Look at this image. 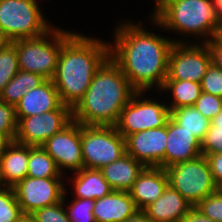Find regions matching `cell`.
Returning a JSON list of instances; mask_svg holds the SVG:
<instances>
[{
  "label": "cell",
  "instance_id": "cell-36",
  "mask_svg": "<svg viewBox=\"0 0 222 222\" xmlns=\"http://www.w3.org/2000/svg\"><path fill=\"white\" fill-rule=\"evenodd\" d=\"M202 155H205L208 160L214 182L217 186L222 183V153Z\"/></svg>",
  "mask_w": 222,
  "mask_h": 222
},
{
  "label": "cell",
  "instance_id": "cell-2",
  "mask_svg": "<svg viewBox=\"0 0 222 222\" xmlns=\"http://www.w3.org/2000/svg\"><path fill=\"white\" fill-rule=\"evenodd\" d=\"M75 31L62 45L52 79L62 104L73 109L83 98L97 69L109 57V41Z\"/></svg>",
  "mask_w": 222,
  "mask_h": 222
},
{
  "label": "cell",
  "instance_id": "cell-7",
  "mask_svg": "<svg viewBox=\"0 0 222 222\" xmlns=\"http://www.w3.org/2000/svg\"><path fill=\"white\" fill-rule=\"evenodd\" d=\"M163 97L159 91H136L120 112L115 125L117 131L125 138L143 130L165 126L170 118V109Z\"/></svg>",
  "mask_w": 222,
  "mask_h": 222
},
{
  "label": "cell",
  "instance_id": "cell-25",
  "mask_svg": "<svg viewBox=\"0 0 222 222\" xmlns=\"http://www.w3.org/2000/svg\"><path fill=\"white\" fill-rule=\"evenodd\" d=\"M46 79L42 76L25 71H19L5 86L0 93V99L10 105H15L27 93L41 85Z\"/></svg>",
  "mask_w": 222,
  "mask_h": 222
},
{
  "label": "cell",
  "instance_id": "cell-4",
  "mask_svg": "<svg viewBox=\"0 0 222 222\" xmlns=\"http://www.w3.org/2000/svg\"><path fill=\"white\" fill-rule=\"evenodd\" d=\"M150 16L174 43H206L216 38L221 22L211 0H165Z\"/></svg>",
  "mask_w": 222,
  "mask_h": 222
},
{
  "label": "cell",
  "instance_id": "cell-42",
  "mask_svg": "<svg viewBox=\"0 0 222 222\" xmlns=\"http://www.w3.org/2000/svg\"><path fill=\"white\" fill-rule=\"evenodd\" d=\"M215 7L216 14L222 19V0H211Z\"/></svg>",
  "mask_w": 222,
  "mask_h": 222
},
{
  "label": "cell",
  "instance_id": "cell-46",
  "mask_svg": "<svg viewBox=\"0 0 222 222\" xmlns=\"http://www.w3.org/2000/svg\"><path fill=\"white\" fill-rule=\"evenodd\" d=\"M7 39L3 36V34L0 32V49L7 43Z\"/></svg>",
  "mask_w": 222,
  "mask_h": 222
},
{
  "label": "cell",
  "instance_id": "cell-20",
  "mask_svg": "<svg viewBox=\"0 0 222 222\" xmlns=\"http://www.w3.org/2000/svg\"><path fill=\"white\" fill-rule=\"evenodd\" d=\"M138 210L129 192L112 191L95 200L92 212L95 222H124Z\"/></svg>",
  "mask_w": 222,
  "mask_h": 222
},
{
  "label": "cell",
  "instance_id": "cell-47",
  "mask_svg": "<svg viewBox=\"0 0 222 222\" xmlns=\"http://www.w3.org/2000/svg\"><path fill=\"white\" fill-rule=\"evenodd\" d=\"M216 192L222 197V183L216 186Z\"/></svg>",
  "mask_w": 222,
  "mask_h": 222
},
{
  "label": "cell",
  "instance_id": "cell-10",
  "mask_svg": "<svg viewBox=\"0 0 222 222\" xmlns=\"http://www.w3.org/2000/svg\"><path fill=\"white\" fill-rule=\"evenodd\" d=\"M211 63V53L206 43H174L169 52L165 80L200 83Z\"/></svg>",
  "mask_w": 222,
  "mask_h": 222
},
{
  "label": "cell",
  "instance_id": "cell-45",
  "mask_svg": "<svg viewBox=\"0 0 222 222\" xmlns=\"http://www.w3.org/2000/svg\"><path fill=\"white\" fill-rule=\"evenodd\" d=\"M216 39L222 43V19H221V22H220V27L217 31V35H216Z\"/></svg>",
  "mask_w": 222,
  "mask_h": 222
},
{
  "label": "cell",
  "instance_id": "cell-22",
  "mask_svg": "<svg viewBox=\"0 0 222 222\" xmlns=\"http://www.w3.org/2000/svg\"><path fill=\"white\" fill-rule=\"evenodd\" d=\"M145 167L126 153L115 162L103 166L100 171L113 191L128 192Z\"/></svg>",
  "mask_w": 222,
  "mask_h": 222
},
{
  "label": "cell",
  "instance_id": "cell-31",
  "mask_svg": "<svg viewBox=\"0 0 222 222\" xmlns=\"http://www.w3.org/2000/svg\"><path fill=\"white\" fill-rule=\"evenodd\" d=\"M17 125L15 105L7 104L0 99V132L6 133L14 141Z\"/></svg>",
  "mask_w": 222,
  "mask_h": 222
},
{
  "label": "cell",
  "instance_id": "cell-17",
  "mask_svg": "<svg viewBox=\"0 0 222 222\" xmlns=\"http://www.w3.org/2000/svg\"><path fill=\"white\" fill-rule=\"evenodd\" d=\"M62 105L59 93L52 80H45L27 93L16 104V116L28 117L57 110Z\"/></svg>",
  "mask_w": 222,
  "mask_h": 222
},
{
  "label": "cell",
  "instance_id": "cell-33",
  "mask_svg": "<svg viewBox=\"0 0 222 222\" xmlns=\"http://www.w3.org/2000/svg\"><path fill=\"white\" fill-rule=\"evenodd\" d=\"M202 92H206L222 98V70L213 63L207 69L200 82Z\"/></svg>",
  "mask_w": 222,
  "mask_h": 222
},
{
  "label": "cell",
  "instance_id": "cell-9",
  "mask_svg": "<svg viewBox=\"0 0 222 222\" xmlns=\"http://www.w3.org/2000/svg\"><path fill=\"white\" fill-rule=\"evenodd\" d=\"M84 168L98 169L126 154L125 138L115 126L81 125Z\"/></svg>",
  "mask_w": 222,
  "mask_h": 222
},
{
  "label": "cell",
  "instance_id": "cell-23",
  "mask_svg": "<svg viewBox=\"0 0 222 222\" xmlns=\"http://www.w3.org/2000/svg\"><path fill=\"white\" fill-rule=\"evenodd\" d=\"M159 92L167 97L165 102L171 111L179 107L194 106L202 93V88L200 83L188 80H165Z\"/></svg>",
  "mask_w": 222,
  "mask_h": 222
},
{
  "label": "cell",
  "instance_id": "cell-1",
  "mask_svg": "<svg viewBox=\"0 0 222 222\" xmlns=\"http://www.w3.org/2000/svg\"><path fill=\"white\" fill-rule=\"evenodd\" d=\"M146 17L151 30L143 26L142 18L138 22L125 17L115 21L110 32L109 57L136 91H159L168 75V57L174 41L164 35L163 28L150 15Z\"/></svg>",
  "mask_w": 222,
  "mask_h": 222
},
{
  "label": "cell",
  "instance_id": "cell-14",
  "mask_svg": "<svg viewBox=\"0 0 222 222\" xmlns=\"http://www.w3.org/2000/svg\"><path fill=\"white\" fill-rule=\"evenodd\" d=\"M167 124L125 137L126 153L146 167L165 169Z\"/></svg>",
  "mask_w": 222,
  "mask_h": 222
},
{
  "label": "cell",
  "instance_id": "cell-19",
  "mask_svg": "<svg viewBox=\"0 0 222 222\" xmlns=\"http://www.w3.org/2000/svg\"><path fill=\"white\" fill-rule=\"evenodd\" d=\"M192 207L177 190L168 185L163 194L143 211L151 222H180Z\"/></svg>",
  "mask_w": 222,
  "mask_h": 222
},
{
  "label": "cell",
  "instance_id": "cell-18",
  "mask_svg": "<svg viewBox=\"0 0 222 222\" xmlns=\"http://www.w3.org/2000/svg\"><path fill=\"white\" fill-rule=\"evenodd\" d=\"M68 188L71 189L72 192L69 191ZM65 191L71 193L70 195L72 196L70 197L73 198L97 200L107 196L113 190L103 178L100 170L83 168L65 177Z\"/></svg>",
  "mask_w": 222,
  "mask_h": 222
},
{
  "label": "cell",
  "instance_id": "cell-21",
  "mask_svg": "<svg viewBox=\"0 0 222 222\" xmlns=\"http://www.w3.org/2000/svg\"><path fill=\"white\" fill-rule=\"evenodd\" d=\"M29 146L16 141L0 155V173L5 187H14L27 177Z\"/></svg>",
  "mask_w": 222,
  "mask_h": 222
},
{
  "label": "cell",
  "instance_id": "cell-27",
  "mask_svg": "<svg viewBox=\"0 0 222 222\" xmlns=\"http://www.w3.org/2000/svg\"><path fill=\"white\" fill-rule=\"evenodd\" d=\"M68 195L69 193L65 191L62 200L64 202L70 222H95L92 212L95 200L85 198H69L71 201H68Z\"/></svg>",
  "mask_w": 222,
  "mask_h": 222
},
{
  "label": "cell",
  "instance_id": "cell-44",
  "mask_svg": "<svg viewBox=\"0 0 222 222\" xmlns=\"http://www.w3.org/2000/svg\"><path fill=\"white\" fill-rule=\"evenodd\" d=\"M164 1H165V0H153L152 3H154V6H153V9H151V10L149 11V15H150L153 11H155Z\"/></svg>",
  "mask_w": 222,
  "mask_h": 222
},
{
  "label": "cell",
  "instance_id": "cell-15",
  "mask_svg": "<svg viewBox=\"0 0 222 222\" xmlns=\"http://www.w3.org/2000/svg\"><path fill=\"white\" fill-rule=\"evenodd\" d=\"M202 155L201 143L178 125L171 117L167 122L165 168Z\"/></svg>",
  "mask_w": 222,
  "mask_h": 222
},
{
  "label": "cell",
  "instance_id": "cell-16",
  "mask_svg": "<svg viewBox=\"0 0 222 222\" xmlns=\"http://www.w3.org/2000/svg\"><path fill=\"white\" fill-rule=\"evenodd\" d=\"M169 185L164 168L145 167L128 191L139 210L156 201Z\"/></svg>",
  "mask_w": 222,
  "mask_h": 222
},
{
  "label": "cell",
  "instance_id": "cell-13",
  "mask_svg": "<svg viewBox=\"0 0 222 222\" xmlns=\"http://www.w3.org/2000/svg\"><path fill=\"white\" fill-rule=\"evenodd\" d=\"M13 189L23 214H32L35 210L62 201L65 192V178L26 177Z\"/></svg>",
  "mask_w": 222,
  "mask_h": 222
},
{
  "label": "cell",
  "instance_id": "cell-43",
  "mask_svg": "<svg viewBox=\"0 0 222 222\" xmlns=\"http://www.w3.org/2000/svg\"><path fill=\"white\" fill-rule=\"evenodd\" d=\"M16 222H35V219L31 214H22Z\"/></svg>",
  "mask_w": 222,
  "mask_h": 222
},
{
  "label": "cell",
  "instance_id": "cell-40",
  "mask_svg": "<svg viewBox=\"0 0 222 222\" xmlns=\"http://www.w3.org/2000/svg\"><path fill=\"white\" fill-rule=\"evenodd\" d=\"M12 141L13 140L6 133L0 132V155L12 143Z\"/></svg>",
  "mask_w": 222,
  "mask_h": 222
},
{
  "label": "cell",
  "instance_id": "cell-12",
  "mask_svg": "<svg viewBox=\"0 0 222 222\" xmlns=\"http://www.w3.org/2000/svg\"><path fill=\"white\" fill-rule=\"evenodd\" d=\"M42 147L56 162L63 176L66 177L84 168L81 124L78 122L72 120L60 132L49 138Z\"/></svg>",
  "mask_w": 222,
  "mask_h": 222
},
{
  "label": "cell",
  "instance_id": "cell-11",
  "mask_svg": "<svg viewBox=\"0 0 222 222\" xmlns=\"http://www.w3.org/2000/svg\"><path fill=\"white\" fill-rule=\"evenodd\" d=\"M17 119L14 141L32 147L42 146L72 121V109L62 104L57 110L44 112L41 115L17 117Z\"/></svg>",
  "mask_w": 222,
  "mask_h": 222
},
{
  "label": "cell",
  "instance_id": "cell-34",
  "mask_svg": "<svg viewBox=\"0 0 222 222\" xmlns=\"http://www.w3.org/2000/svg\"><path fill=\"white\" fill-rule=\"evenodd\" d=\"M203 215L216 222H222V197L213 193L195 206Z\"/></svg>",
  "mask_w": 222,
  "mask_h": 222
},
{
  "label": "cell",
  "instance_id": "cell-35",
  "mask_svg": "<svg viewBox=\"0 0 222 222\" xmlns=\"http://www.w3.org/2000/svg\"><path fill=\"white\" fill-rule=\"evenodd\" d=\"M202 154L222 153V130L210 125L205 138L201 142Z\"/></svg>",
  "mask_w": 222,
  "mask_h": 222
},
{
  "label": "cell",
  "instance_id": "cell-41",
  "mask_svg": "<svg viewBox=\"0 0 222 222\" xmlns=\"http://www.w3.org/2000/svg\"><path fill=\"white\" fill-rule=\"evenodd\" d=\"M211 126L217 128V130H222V110L211 120Z\"/></svg>",
  "mask_w": 222,
  "mask_h": 222
},
{
  "label": "cell",
  "instance_id": "cell-8",
  "mask_svg": "<svg viewBox=\"0 0 222 222\" xmlns=\"http://www.w3.org/2000/svg\"><path fill=\"white\" fill-rule=\"evenodd\" d=\"M169 185L192 206L216 192V184L205 155L165 168Z\"/></svg>",
  "mask_w": 222,
  "mask_h": 222
},
{
  "label": "cell",
  "instance_id": "cell-5",
  "mask_svg": "<svg viewBox=\"0 0 222 222\" xmlns=\"http://www.w3.org/2000/svg\"><path fill=\"white\" fill-rule=\"evenodd\" d=\"M54 25L42 36L12 41L18 54L19 69L52 80L63 43L76 31Z\"/></svg>",
  "mask_w": 222,
  "mask_h": 222
},
{
  "label": "cell",
  "instance_id": "cell-39",
  "mask_svg": "<svg viewBox=\"0 0 222 222\" xmlns=\"http://www.w3.org/2000/svg\"><path fill=\"white\" fill-rule=\"evenodd\" d=\"M124 222H151L143 210H138L134 215L128 217Z\"/></svg>",
  "mask_w": 222,
  "mask_h": 222
},
{
  "label": "cell",
  "instance_id": "cell-3",
  "mask_svg": "<svg viewBox=\"0 0 222 222\" xmlns=\"http://www.w3.org/2000/svg\"><path fill=\"white\" fill-rule=\"evenodd\" d=\"M135 92L120 67L108 57L72 109V120L85 126H115Z\"/></svg>",
  "mask_w": 222,
  "mask_h": 222
},
{
  "label": "cell",
  "instance_id": "cell-26",
  "mask_svg": "<svg viewBox=\"0 0 222 222\" xmlns=\"http://www.w3.org/2000/svg\"><path fill=\"white\" fill-rule=\"evenodd\" d=\"M27 177L31 178H65L56 162L42 146H29Z\"/></svg>",
  "mask_w": 222,
  "mask_h": 222
},
{
  "label": "cell",
  "instance_id": "cell-30",
  "mask_svg": "<svg viewBox=\"0 0 222 222\" xmlns=\"http://www.w3.org/2000/svg\"><path fill=\"white\" fill-rule=\"evenodd\" d=\"M35 222H70L63 200L35 210L32 214Z\"/></svg>",
  "mask_w": 222,
  "mask_h": 222
},
{
  "label": "cell",
  "instance_id": "cell-48",
  "mask_svg": "<svg viewBox=\"0 0 222 222\" xmlns=\"http://www.w3.org/2000/svg\"><path fill=\"white\" fill-rule=\"evenodd\" d=\"M3 187H5V186H4L3 181L1 179V173H0V189H2Z\"/></svg>",
  "mask_w": 222,
  "mask_h": 222
},
{
  "label": "cell",
  "instance_id": "cell-6",
  "mask_svg": "<svg viewBox=\"0 0 222 222\" xmlns=\"http://www.w3.org/2000/svg\"><path fill=\"white\" fill-rule=\"evenodd\" d=\"M41 2L0 0V32L8 42L42 36L55 25L42 11Z\"/></svg>",
  "mask_w": 222,
  "mask_h": 222
},
{
  "label": "cell",
  "instance_id": "cell-28",
  "mask_svg": "<svg viewBox=\"0 0 222 222\" xmlns=\"http://www.w3.org/2000/svg\"><path fill=\"white\" fill-rule=\"evenodd\" d=\"M19 71L16 47L12 42H7L0 49V93Z\"/></svg>",
  "mask_w": 222,
  "mask_h": 222
},
{
  "label": "cell",
  "instance_id": "cell-32",
  "mask_svg": "<svg viewBox=\"0 0 222 222\" xmlns=\"http://www.w3.org/2000/svg\"><path fill=\"white\" fill-rule=\"evenodd\" d=\"M194 107L210 121L222 110V98L202 92Z\"/></svg>",
  "mask_w": 222,
  "mask_h": 222
},
{
  "label": "cell",
  "instance_id": "cell-37",
  "mask_svg": "<svg viewBox=\"0 0 222 222\" xmlns=\"http://www.w3.org/2000/svg\"><path fill=\"white\" fill-rule=\"evenodd\" d=\"M206 45L210 50L212 63L222 70V43L216 38H212L206 42Z\"/></svg>",
  "mask_w": 222,
  "mask_h": 222
},
{
  "label": "cell",
  "instance_id": "cell-29",
  "mask_svg": "<svg viewBox=\"0 0 222 222\" xmlns=\"http://www.w3.org/2000/svg\"><path fill=\"white\" fill-rule=\"evenodd\" d=\"M22 214L13 187L0 189V222H16Z\"/></svg>",
  "mask_w": 222,
  "mask_h": 222
},
{
  "label": "cell",
  "instance_id": "cell-38",
  "mask_svg": "<svg viewBox=\"0 0 222 222\" xmlns=\"http://www.w3.org/2000/svg\"><path fill=\"white\" fill-rule=\"evenodd\" d=\"M180 222H216L203 215L195 206H193Z\"/></svg>",
  "mask_w": 222,
  "mask_h": 222
},
{
  "label": "cell",
  "instance_id": "cell-24",
  "mask_svg": "<svg viewBox=\"0 0 222 222\" xmlns=\"http://www.w3.org/2000/svg\"><path fill=\"white\" fill-rule=\"evenodd\" d=\"M170 117L184 130L191 133L200 143L209 130L211 121L194 106L179 107L170 111Z\"/></svg>",
  "mask_w": 222,
  "mask_h": 222
}]
</instances>
